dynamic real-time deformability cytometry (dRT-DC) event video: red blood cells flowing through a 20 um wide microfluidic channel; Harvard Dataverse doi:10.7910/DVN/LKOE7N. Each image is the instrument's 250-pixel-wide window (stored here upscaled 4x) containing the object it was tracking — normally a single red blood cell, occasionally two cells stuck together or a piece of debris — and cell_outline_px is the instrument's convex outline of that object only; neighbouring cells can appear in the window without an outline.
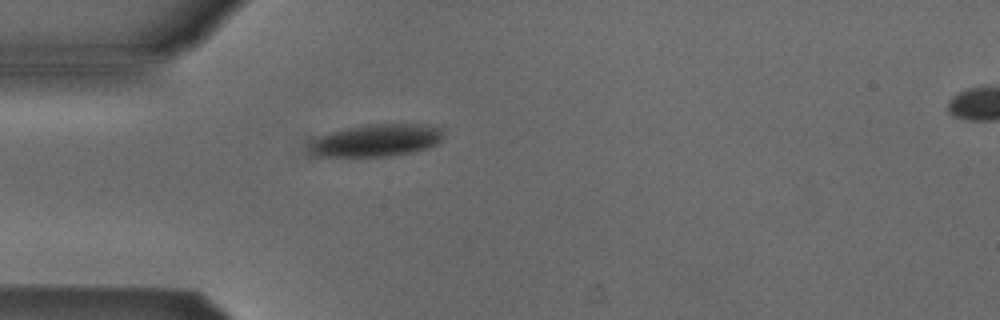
{"species": "Egyptian fruit bat (a non-hibernating species)", "species_latin": "Rousettus aegyptiacus", "temperature_condition": "cold", "stored_images_in_passage": 3, "camera_frame_rate_fps": 3000, "um_per_image_px": 0.085, "animal": {"sex": "male"}, "frame": {"image": 1, "passage_image": 3, "time_ms": 2.333, "image_size_px": [1000, 320], "cell_outline_px": [[444, 136], [436, 144], [428, 148], [412, 152], [388, 156], [312, 156], [312, 144], [320, 136], [328, 132], [368, 124], [428, 124], [444, 128]], "centroid_in_image_um": [32.09, 11.92], "position_along_channel_um": 52.9, "area_um2": 25.09}}